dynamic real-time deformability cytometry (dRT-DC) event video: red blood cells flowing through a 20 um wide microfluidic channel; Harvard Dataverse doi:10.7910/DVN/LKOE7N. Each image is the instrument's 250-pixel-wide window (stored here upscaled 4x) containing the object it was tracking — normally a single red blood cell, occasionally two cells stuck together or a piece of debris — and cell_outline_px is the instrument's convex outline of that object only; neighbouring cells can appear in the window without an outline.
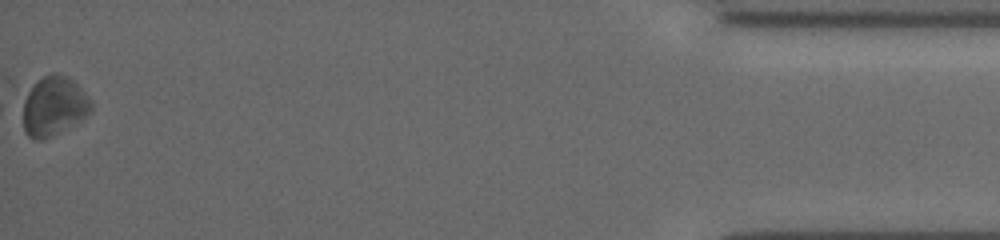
{"species": "common noctule bat (a hibernating species)", "species_latin": "Nyctalus noctula", "temperature_condition": "cold", "stored_images_in_passage": 37, "camera_frame_rate_fps": 3000, "um_per_image_px": 0.085, "animal": {"sex": "female", "body_mass_g": 19.5, "forearm_length_mm": 54.1}, "frame": {"image": 1, "passage_image": 37, "time_ms": 12.0, "image_size_px": [1000, 240], "cell_outline_px": [[92, 108], [80, 120], [40, 140], [32, 140], [24, 132], [24, 100], [28, 88], [36, 80], [52, 72], [68, 76], [88, 96], [92, 104]], "centroid_in_image_um": [4.53, 8.98], "position_along_channel_um": 430.7, "area_um2": 23.18}, "authors_computed_cell_mechanics": {"area_um2": 22.8888, "velocity_mm_per_s": 3.8637, "shape_relaxation_time_tau1_ms": 1.3345, "shape_relaxation_time_tau2_ms": null, "deformation_change_tau1": 0.0571, "deformation_change_tau2": null}}